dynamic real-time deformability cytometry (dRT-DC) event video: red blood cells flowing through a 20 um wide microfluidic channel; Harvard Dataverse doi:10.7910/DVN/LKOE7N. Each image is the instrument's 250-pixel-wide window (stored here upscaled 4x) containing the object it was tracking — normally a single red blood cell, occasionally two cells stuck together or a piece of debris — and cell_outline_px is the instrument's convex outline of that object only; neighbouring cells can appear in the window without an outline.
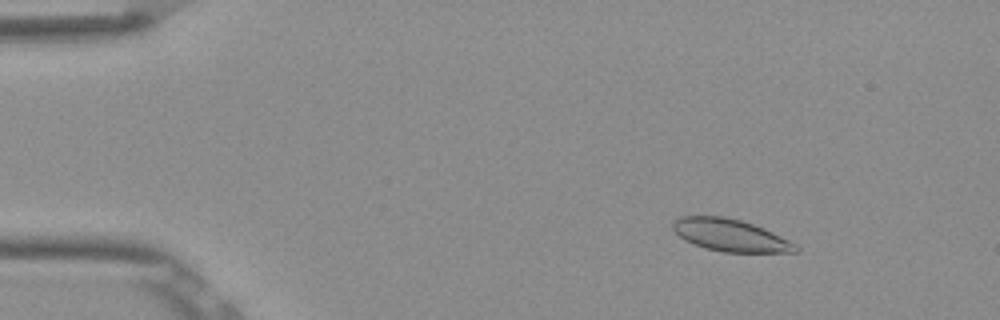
{"species": "Egyptian fruit bat (a non-hibernating species)", "species_latin": "Rousettus aegyptiacus", "temperature_condition": "room temperature", "stored_images_in_passage": 54, "camera_frame_rate_fps": 3000, "um_per_image_px": 0.085, "frame": {"image": 1, "passage_image": 8, "time_ms": 2.333, "image_size_px": [1000, 320], "cell_outline_px": [[800, 248], [796, 252], [724, 252], [704, 248], [684, 240], [672, 228], [672, 220], [680, 216], [724, 216], [740, 220], [764, 228], [796, 244]], "centroid_in_image_um": [62.05, 19.99], "position_along_channel_um": 23.0, "area_um2": 23.0}}
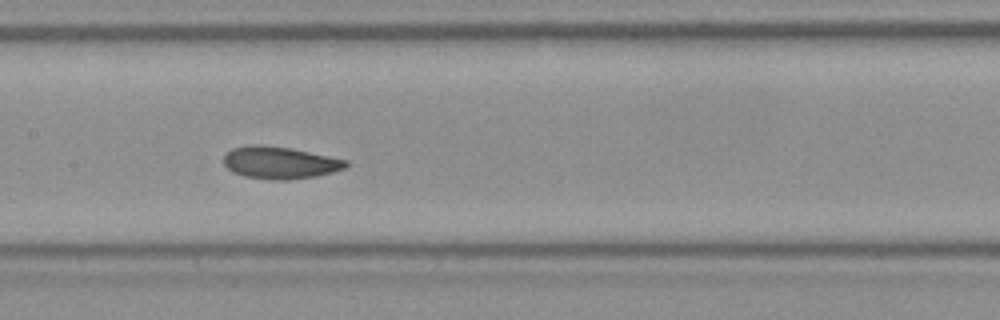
{"frame": {"image": 2, "passage_image": 27, "time_ms": 8.667, "image_size_px": [1000, 320], "cell_outline_px": [[348, 168], [316, 176], [288, 180], [272, 180], [244, 176], [232, 172], [224, 164], [224, 156], [232, 148], [248, 144], [260, 144], [292, 148], [348, 160]], "centroid_in_image_um": [23.8, 13.82], "position_along_channel_um": 183.6, "area_um2": 23.18}}
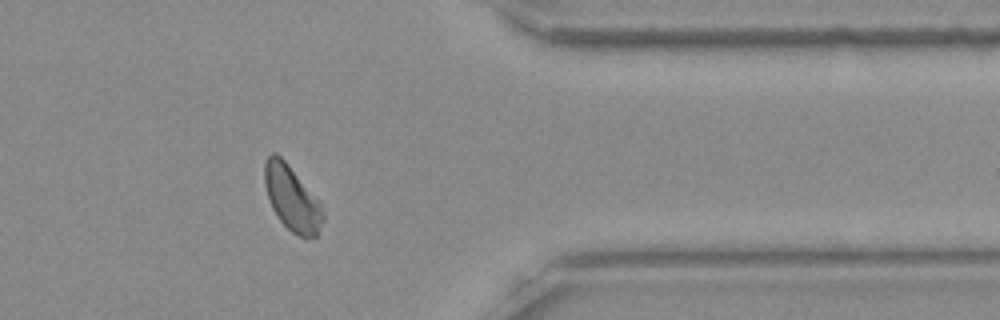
{"frame": {"image": 3, "passage_image": 44, "time_ms": 14.333, "image_size_px": [1000, 320], "cell_outline_px": [[324, 220], [316, 236], [304, 240], [292, 232], [276, 216], [272, 208], [264, 184], [264, 164], [268, 156], [272, 152], [276, 152], [288, 164], [316, 200], [324, 212]], "centroid_in_image_um": [24.79, 16.89], "position_along_channel_um": 386.6, "area_um2": 21.73}, "authors_computed_cell_mechanics": {"area_um2": 22.831, "velocity_mm_per_s": 3.8511, "shape_relaxation_time_tau1_ms": 4.2563, "shape_relaxation_time_tau2_ms": 2.3456, "deformation_change_tau1": 0.0826, "deformation_change_tau2": 0.0578}}